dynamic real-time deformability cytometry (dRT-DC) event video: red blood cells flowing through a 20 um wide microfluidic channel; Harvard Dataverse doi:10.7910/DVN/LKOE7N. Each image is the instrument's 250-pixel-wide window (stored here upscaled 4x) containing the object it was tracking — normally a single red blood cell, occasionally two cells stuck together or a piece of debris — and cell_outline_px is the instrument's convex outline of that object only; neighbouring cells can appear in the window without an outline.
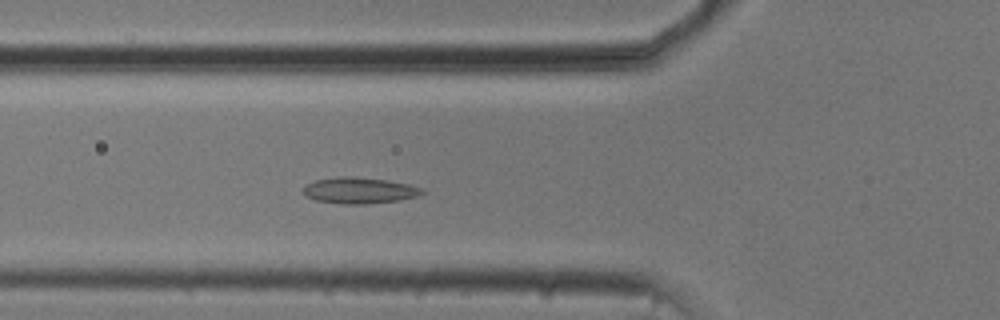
{"species": "common noctule bat (a hibernating species)", "species_latin": "Nyctalus noctula", "temperature_condition": "cold", "stored_images_in_passage": 52, "camera_frame_rate_fps": 3000, "um_per_image_px": 0.085, "animal": {"sex": "male", "body_mass_g": 20.5, "forearm_length_mm": 52.5}, "frame": {"image": 1, "passage_image": 16, "time_ms": 5.0, "image_size_px": [1000, 320], "cell_outline_px": [[428, 192], [420, 196], [400, 200], [368, 204], [340, 204], [316, 200], [304, 196], [304, 188], [308, 184], [316, 180], [340, 176], [352, 176], [388, 180], [408, 184], [424, 188]], "centroid_in_image_um": [30.62, 16.19], "position_along_channel_um": 95.2, "area_um2": 18.38}}
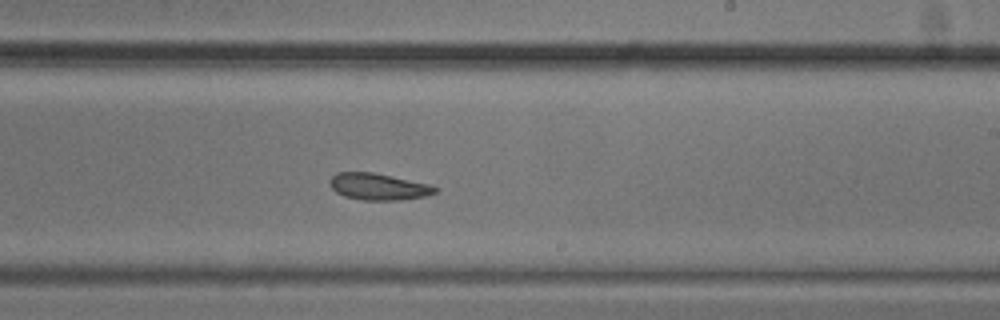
{"frame": {"image": 2, "passage_image": 29, "time_ms": 9.333, "image_size_px": [1000, 320], "cell_outline_px": [[440, 188], [436, 192], [428, 196], [400, 200], [364, 200], [344, 196], [336, 192], [328, 184], [332, 176], [336, 172], [372, 172], [392, 176], [428, 184]], "centroid_in_image_um": [32.17, 15.87], "position_along_channel_um": 256.8, "area_um2": 16.42}}
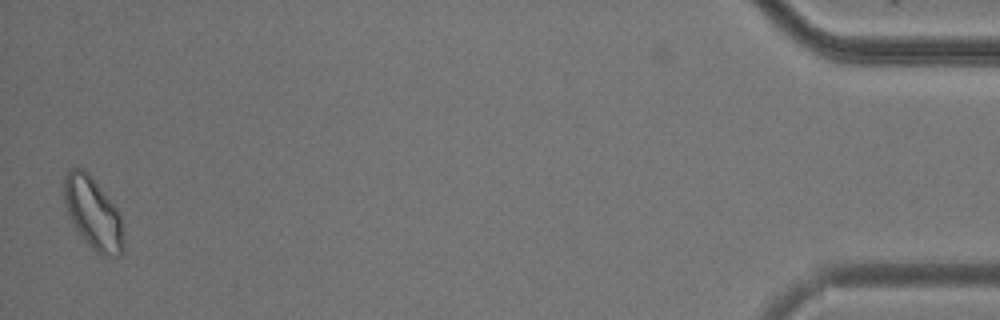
{"frame": {"image": 3, "passage_image": 50, "time_ms": 16.333, "image_size_px": [1000, 320], "cell_outline_px": [[124, 252], [120, 256], [100, 256], [80, 236], [68, 216], [64, 200], [64, 172], [68, 168], [84, 168], [92, 176], [116, 208], [120, 216], [124, 240]], "centroid_in_image_um": [7.9, 18.13], "position_along_channel_um": 427.3, "area_um2": 25.2}, "authors_computed_cell_mechanics": {"area_um2": 17.8891, "velocity_mm_per_s": 3.7163, "shape_relaxation_time_tau1_ms": 6.0155, "shape_relaxation_time_tau2_ms": null, "deformation_change_tau1": 0.0909, "deformation_change_tau2": null}}